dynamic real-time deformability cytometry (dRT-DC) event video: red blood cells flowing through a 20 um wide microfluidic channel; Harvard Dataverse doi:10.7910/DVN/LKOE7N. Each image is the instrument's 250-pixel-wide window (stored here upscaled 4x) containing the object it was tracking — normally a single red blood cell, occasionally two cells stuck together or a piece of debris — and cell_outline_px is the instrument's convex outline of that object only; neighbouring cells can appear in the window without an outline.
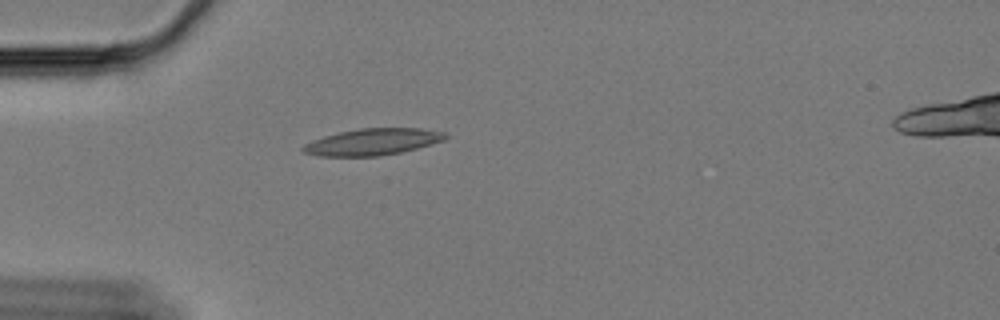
{"species": "Egyptian fruit bat (a non-hibernating species)", "species_latin": "Rousettus aegyptiacus", "temperature_condition": "cold", "stored_images_in_passage": 40, "camera_frame_rate_fps": 3000, "um_per_image_px": 0.085, "animal": {"sex": "female"}, "frame": {"image": 1, "passage_image": 2, "time_ms": 0.333, "image_size_px": [1000, 320], "cell_outline_px": [[448, 136], [444, 140], [432, 144], [400, 152], [380, 156], [320, 156], [304, 152], [300, 148], [304, 144], [312, 140], [324, 136], [340, 132], [360, 128], [420, 128], [444, 132]], "centroid_in_image_um": [31.66, 12.05], "position_along_channel_um": 53.3, "area_um2": 21.96}}
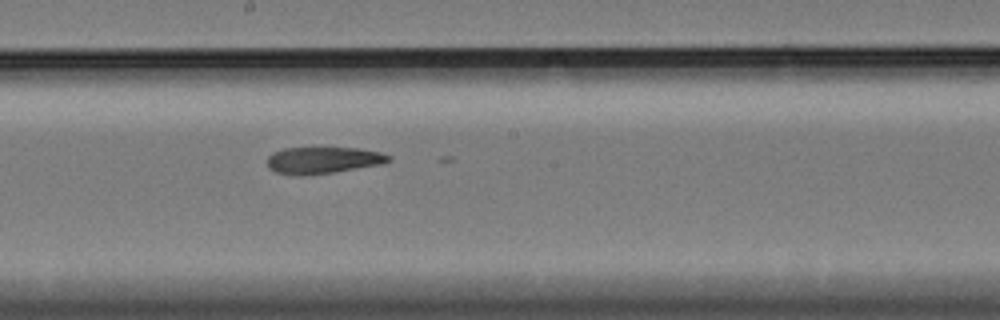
{"frame": {"image": 2, "passage_image": 18, "time_ms": 5.667, "image_size_px": [1000, 320], "cell_outline_px": [[392, 160], [384, 164], [332, 172], [276, 172], [268, 168], [268, 156], [272, 152], [284, 148], [360, 148], [380, 152], [392, 156]], "centroid_in_image_um": [27.56, 13.56], "position_along_channel_um": 220.6, "area_um2": 18.15}}
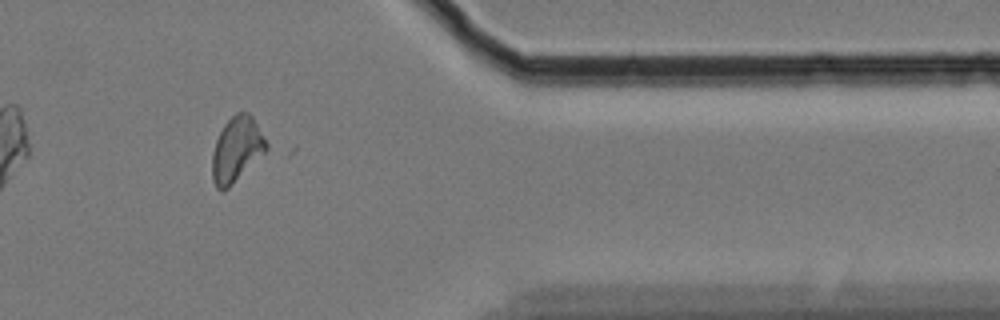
{"frame": {"image": 3, "passage_image": 35, "time_ms": 11.333, "image_size_px": [1000, 320], "cell_outline_px": [[268, 148], [228, 188], [220, 192], [216, 188], [212, 180], [212, 152], [216, 140], [224, 124], [236, 112], [248, 112], [252, 116], [268, 144]], "centroid_in_image_um": [20.08, 12.7], "position_along_channel_um": 391.3, "area_um2": 20.23}}